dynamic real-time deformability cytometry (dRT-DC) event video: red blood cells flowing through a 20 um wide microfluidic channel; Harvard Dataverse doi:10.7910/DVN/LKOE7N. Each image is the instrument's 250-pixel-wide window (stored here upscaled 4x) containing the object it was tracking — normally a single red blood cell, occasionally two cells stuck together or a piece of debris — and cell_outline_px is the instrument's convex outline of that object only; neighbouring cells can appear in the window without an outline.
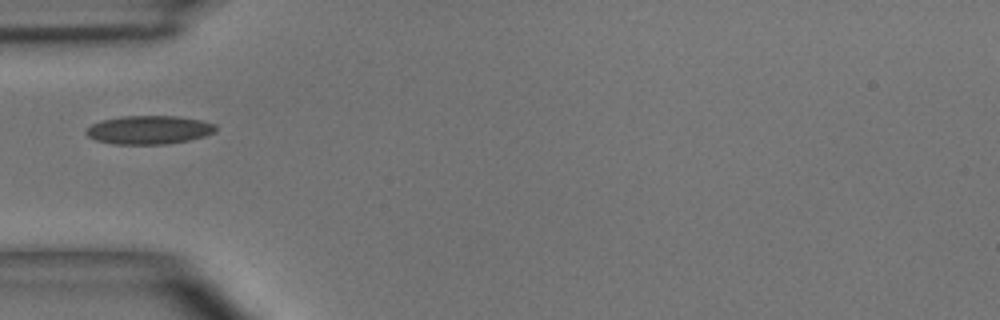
{"species": "common noctule bat (a hibernating species)", "species_latin": "Nyctalus noctula", "temperature_condition": "room temperature", "stored_images_in_passage": 6, "camera_frame_rate_fps": 3000, "um_per_image_px": 0.085, "animal": {"sex": "male", "body_mass_g": 15.6}, "frame": {"image": 1, "passage_image": 4, "time_ms": 3.667, "image_size_px": [1000, 320], "cell_outline_px": [[216, 132], [204, 136], [188, 140], [164, 144], [112, 144], [96, 140], [88, 136], [84, 132], [92, 124], [100, 120], [120, 116], [176, 116], [200, 120], [216, 124]], "centroid_in_image_um": [12.65, 11.03], "position_along_channel_um": 72.4, "area_um2": 21.56}}
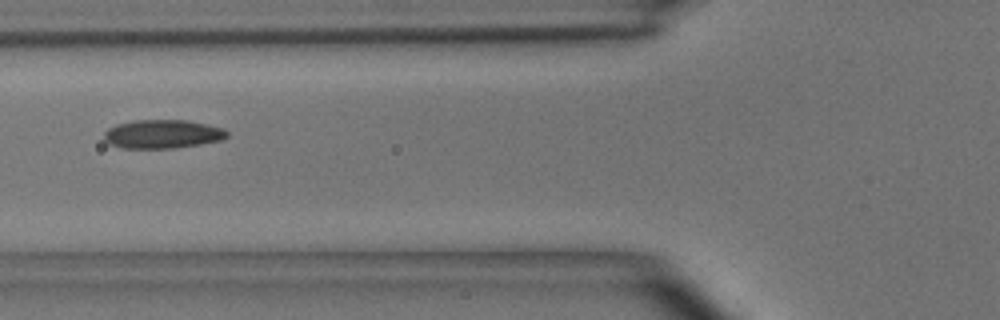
{"frame": {"image": 2, "passage_image": 5, "time_ms": 4.667, "image_size_px": [1000, 320], "cell_outline_px": [[228, 136], [220, 140], [200, 144], [172, 148], [124, 148], [108, 144], [104, 140], [104, 132], [108, 128], [116, 124], [136, 120], [184, 120], [208, 124], [224, 128], [228, 132]], "centroid_in_image_um": [13.8, 11.39], "position_along_channel_um": 112.0, "area_um2": 20.58}}